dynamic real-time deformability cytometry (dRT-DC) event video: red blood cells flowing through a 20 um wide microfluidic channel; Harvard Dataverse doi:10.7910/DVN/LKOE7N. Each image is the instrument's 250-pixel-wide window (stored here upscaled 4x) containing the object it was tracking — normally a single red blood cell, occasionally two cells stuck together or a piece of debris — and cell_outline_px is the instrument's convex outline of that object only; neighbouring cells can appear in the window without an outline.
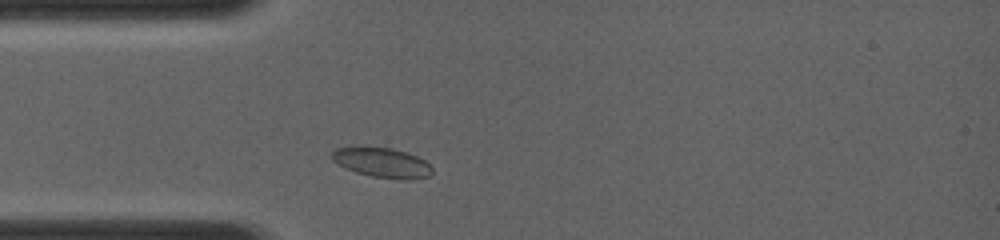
{"species": "common noctule bat (a hibernating species)", "species_latin": "Nyctalus noctula", "temperature_condition": "room temperature", "stored_images_in_passage": 7, "camera_frame_rate_fps": 4000, "um_per_image_px": 0.085, "animal": {"sex": "female", "body_mass_g": 19.0, "forearm_length_mm": 56.7}, "frame": {"image": 1, "passage_image": 3, "time_ms": 0.75, "image_size_px": [1000, 240], "cell_outline_px": [[432, 172], [428, 176], [412, 180], [404, 180], [372, 176], [356, 172], [332, 160], [332, 152], [336, 148], [392, 148], [416, 156], [424, 160], [432, 168]], "centroid_in_image_um": [32.53, 13.85], "position_along_channel_um": 52.5, "area_um2": 16.88}}
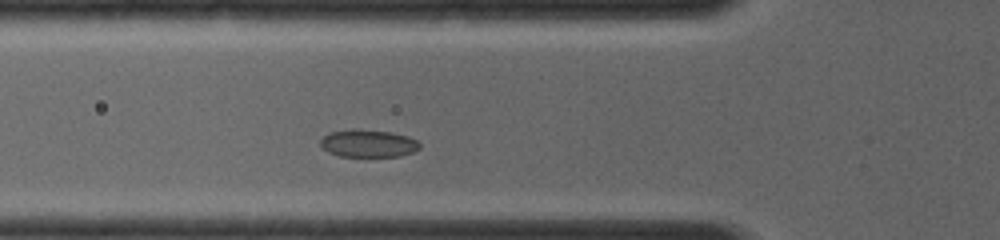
{"frame": {"image": 2, "passage_image": 7, "time_ms": 1.75, "image_size_px": [1000, 240], "cell_outline_px": [[420, 148], [412, 152], [400, 156], [340, 156], [328, 152], [320, 148], [320, 140], [328, 132], [352, 128], [356, 128], [388, 132], [408, 136], [416, 140], [420, 144]], "centroid_in_image_um": [31.24, 12.18], "position_along_channel_um": 94.6, "area_um2": 16.07}}